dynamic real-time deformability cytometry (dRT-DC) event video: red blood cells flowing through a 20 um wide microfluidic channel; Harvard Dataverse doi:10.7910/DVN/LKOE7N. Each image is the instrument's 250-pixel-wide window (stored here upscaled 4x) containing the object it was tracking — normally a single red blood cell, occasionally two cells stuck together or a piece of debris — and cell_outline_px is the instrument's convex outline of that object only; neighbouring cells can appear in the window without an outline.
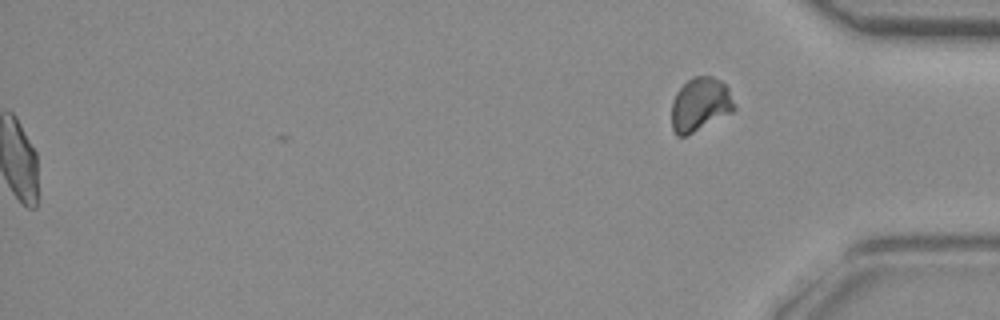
{"species": "common noctule bat (a hibernating species)", "species_latin": "Nyctalus noctula", "temperature_condition": "room temperature", "stored_images_in_passage": 39, "segment_of_instrument_passage": [2, 2], "camera_frame_rate_fps": 3000, "um_per_image_px": 0.085, "animal": {"sex": "female", "body_mass_g": 29.2, "forearm_length_mm": 56.3}, "frame": {"image": 1, "passage_image": 39, "time_ms": 12.667, "image_size_px": [1000, 320], "cell_outline_px": [[736, 108], [732, 112], [684, 136], [676, 136], [672, 128], [672, 100], [676, 92], [688, 80], [696, 76], [712, 76], [720, 80], [728, 88], [736, 104]], "centroid_in_image_um": [59.52, 8.86], "position_along_channel_um": 375.7, "area_um2": 19.42}}